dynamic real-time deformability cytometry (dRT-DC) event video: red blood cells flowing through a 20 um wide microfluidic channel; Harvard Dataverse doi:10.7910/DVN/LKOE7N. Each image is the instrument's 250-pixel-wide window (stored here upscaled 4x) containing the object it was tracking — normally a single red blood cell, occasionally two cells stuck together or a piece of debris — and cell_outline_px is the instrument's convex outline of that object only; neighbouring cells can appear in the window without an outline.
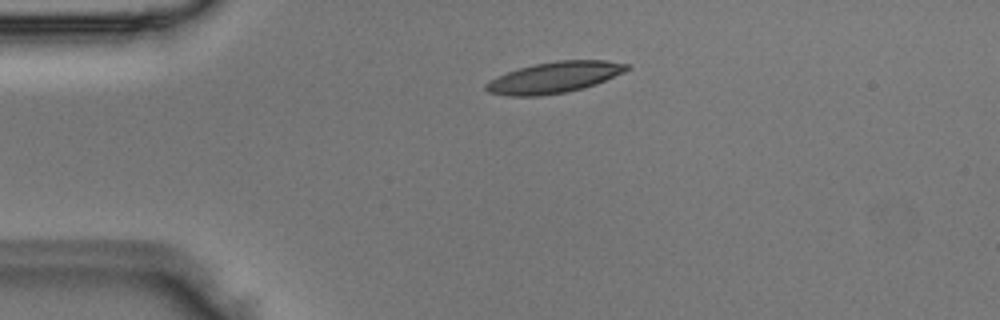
{"species": "Egyptian fruit bat (a non-hibernating species)", "species_latin": "Rousettus aegyptiacus", "temperature_condition": "room temperature", "stored_images_in_passage": 3, "camera_frame_rate_fps": 3000, "um_per_image_px": 0.085, "animal": {"sex": "male"}, "frame": {"image": 1, "passage_image": 1, "time_ms": 0.0, "image_size_px": [1000, 320], "cell_outline_px": [[632, 68], [624, 72], [596, 84], [584, 88], [564, 92], [540, 96], [508, 96], [488, 92], [484, 88], [484, 84], [508, 72], [520, 68], [536, 64], [556, 60], [608, 60], [632, 64]], "centroid_in_image_um": [47.19, 6.57], "position_along_channel_um": 37.8, "area_um2": 25.49}}
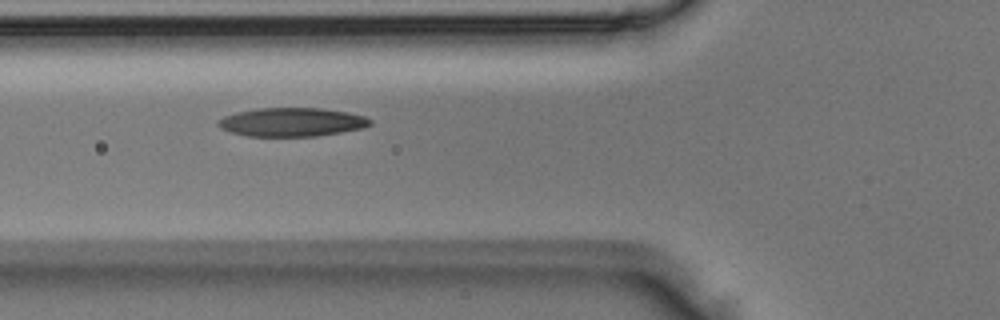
{"frame": {"image": 2, "passage_image": 3, "time_ms": 0.667, "image_size_px": [1000, 320], "cell_outline_px": [[372, 124], [364, 128], [316, 136], [248, 136], [228, 132], [220, 128], [216, 124], [216, 120], [224, 116], [236, 112], [256, 108], [324, 108], [348, 112], [364, 116], [372, 120]], "centroid_in_image_um": [24.77, 10.37], "position_along_channel_um": 101.0, "area_um2": 25.66}}